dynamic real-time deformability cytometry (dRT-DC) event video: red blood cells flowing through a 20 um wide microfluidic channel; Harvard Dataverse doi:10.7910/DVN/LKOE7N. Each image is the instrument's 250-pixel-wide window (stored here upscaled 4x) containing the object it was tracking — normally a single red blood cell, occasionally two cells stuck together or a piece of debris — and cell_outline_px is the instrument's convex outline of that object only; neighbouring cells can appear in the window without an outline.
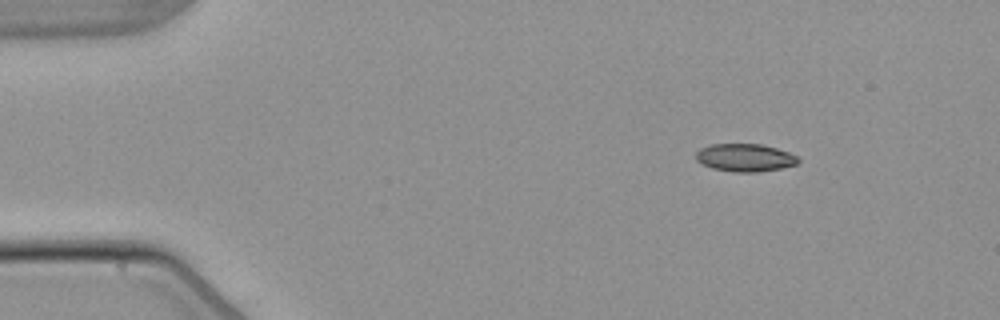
{"species": "common noctule bat (a hibernating species)", "species_latin": "Nyctalus noctula", "temperature_condition": "warm", "stored_images_in_passage": 5, "camera_frame_rate_fps": 3000, "um_per_image_px": 0.085, "animal": {"sex": "male", "body_mass_g": 21.5, "forearm_length_mm": 52.0}, "frame": {"image": 1, "passage_image": 1, "time_ms": 0.0, "image_size_px": [1000, 320], "cell_outline_px": [[800, 160], [796, 164], [780, 168], [756, 172], [736, 172], [712, 168], [696, 160], [696, 152], [700, 148], [708, 144], [760, 144], [776, 148], [788, 152], [796, 156]], "centroid_in_image_um": [63.3, 13.39], "position_along_channel_um": 21.7, "area_um2": 16.42}}
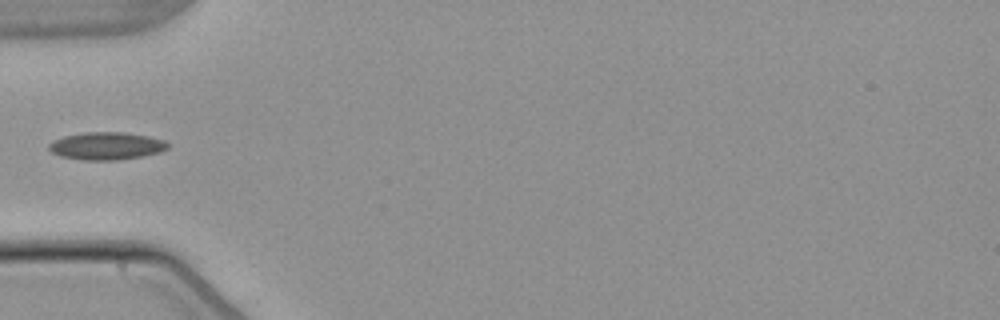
{"frame": {"image": 2, "passage_image": 4, "time_ms": 3.667, "image_size_px": [1000, 320], "cell_outline_px": [[168, 148], [160, 152], [144, 156], [116, 160], [84, 160], [60, 156], [52, 152], [48, 148], [48, 144], [52, 140], [64, 136], [84, 132], [124, 132], [148, 136], [164, 140], [168, 144]], "centroid_in_image_um": [9.03, 12.4], "position_along_channel_um": 76.0, "area_um2": 19.19}}